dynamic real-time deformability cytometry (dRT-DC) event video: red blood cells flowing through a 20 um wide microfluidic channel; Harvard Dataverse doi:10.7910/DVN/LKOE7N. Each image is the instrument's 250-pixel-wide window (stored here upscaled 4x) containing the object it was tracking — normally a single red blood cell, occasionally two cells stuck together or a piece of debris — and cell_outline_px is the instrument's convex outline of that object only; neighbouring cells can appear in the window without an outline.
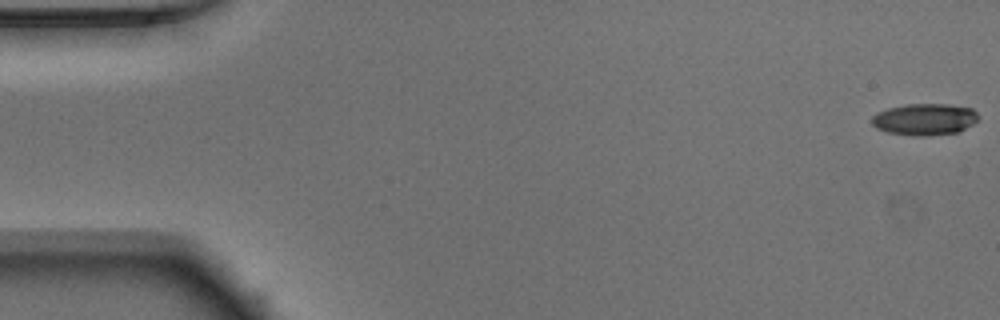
{"species": "Egyptian fruit bat (a non-hibernating species)", "species_latin": "Rousettus aegyptiacus", "temperature_condition": "warm", "stored_images_in_passage": 52, "segment_of_instrument_passage": [1, 2], "camera_frame_rate_fps": 3000, "um_per_image_px": 0.085, "animal": {"sex": "male"}, "frame": {"image": 1, "passage_image": 1, "time_ms": 0.0, "image_size_px": [1000, 320], "cell_outline_px": [[980, 116], [972, 124], [960, 132], [928, 136], [912, 136], [888, 132], [876, 128], [872, 124], [872, 116], [876, 112], [888, 108], [908, 104], [948, 104], [972, 108]], "centroid_in_image_um": [78.6, 10.15], "position_along_channel_um": 6.4, "area_um2": 19.83}}
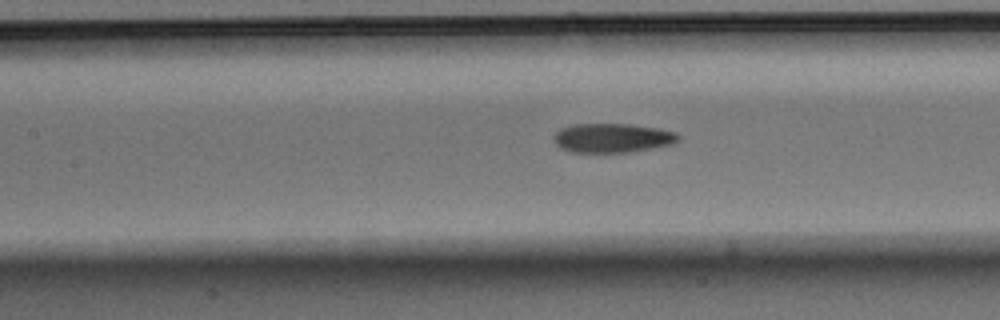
{"frame": {"image": 2, "passage_image": 23, "time_ms": 7.333, "image_size_px": [1000, 320], "cell_outline_px": [[680, 140], [676, 144], [628, 152], [572, 152], [560, 148], [556, 144], [552, 136], [560, 128], [572, 124], [628, 124], [660, 128], [676, 132], [680, 136]], "centroid_in_image_um": [52.08, 11.72], "position_along_channel_um": 155.3, "area_um2": 21.44}}
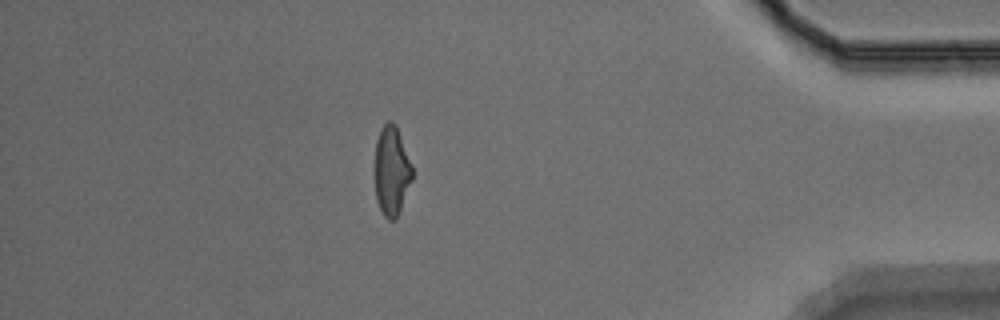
{"frame": {"image": 3, "passage_image": 45, "time_ms": 14.667, "image_size_px": [1000, 320], "cell_outline_px": [[412, 180], [396, 220], [388, 220], [384, 216], [376, 200], [376, 140], [380, 128], [388, 120], [392, 120], [396, 124], [412, 164]], "centroid_in_image_um": [33.3, 14.5], "position_along_channel_um": 401.9, "area_um2": 19.48}}